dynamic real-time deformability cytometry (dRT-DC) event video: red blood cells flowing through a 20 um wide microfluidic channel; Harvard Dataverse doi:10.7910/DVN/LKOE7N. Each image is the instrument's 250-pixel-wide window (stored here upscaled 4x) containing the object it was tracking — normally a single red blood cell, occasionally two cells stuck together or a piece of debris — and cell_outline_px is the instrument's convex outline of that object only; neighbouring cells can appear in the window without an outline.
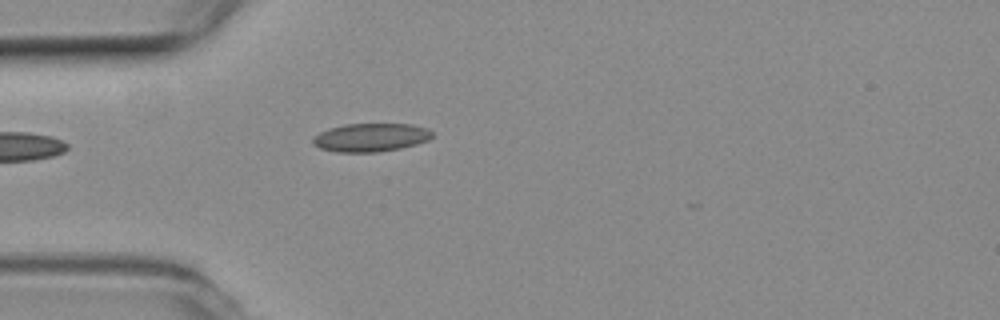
{"species": "common noctule bat (a hibernating species)", "species_latin": "Nyctalus noctula", "temperature_condition": "room temperature", "stored_images_in_passage": 1, "camera_frame_rate_fps": 3000, "um_per_image_px": 0.085, "animal": {"sex": "female", "body_mass_g": 19.3, "forearm_length_mm": 54.1}, "frame": {"image": 1, "passage_image": 1, "time_ms": 0.0, "image_size_px": [1000, 320], "cell_outline_px": [[432, 136], [428, 140], [416, 144], [400, 148], [376, 152], [336, 152], [320, 148], [312, 144], [312, 136], [328, 128], [344, 124], [412, 124], [428, 128], [432, 132]], "centroid_in_image_um": [31.48, 11.68], "position_along_channel_um": 53.5, "area_um2": 19.83}}